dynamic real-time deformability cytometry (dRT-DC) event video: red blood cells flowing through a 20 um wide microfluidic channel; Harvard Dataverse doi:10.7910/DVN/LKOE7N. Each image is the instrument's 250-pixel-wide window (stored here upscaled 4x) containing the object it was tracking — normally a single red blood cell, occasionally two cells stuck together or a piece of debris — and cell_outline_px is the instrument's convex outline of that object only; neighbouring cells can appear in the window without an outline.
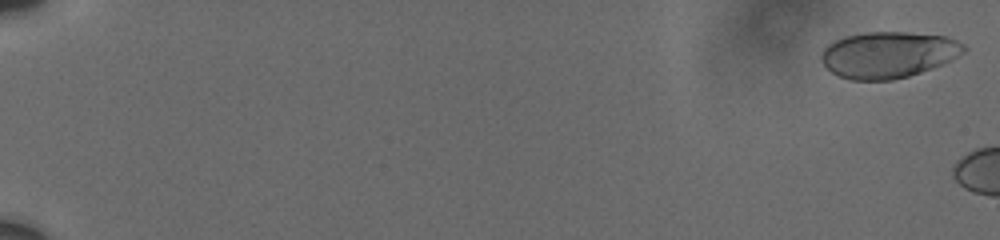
{"species": "human", "species_latin": "Homo sapiens", "temperature_condition": "cold", "stored_images_in_passage": 3, "camera_frame_rate_fps": 3000, "um_per_image_px": 0.085, "donor": {"sex": "male"}, "frame": {"image": 1, "passage_image": 1, "time_ms": 0.0, "image_size_px": [1000, 240], "cell_outline_px": [[968, 48], [964, 52], [932, 68], [908, 76], [892, 80], [852, 80], [840, 76], [832, 72], [820, 60], [820, 56], [824, 48], [828, 44], [844, 36], [868, 32], [908, 32], [944, 36], [956, 40], [964, 44]], "centroid_in_image_um": [75.48, 4.64], "position_along_channel_um": 9.5, "area_um2": 38.21}}